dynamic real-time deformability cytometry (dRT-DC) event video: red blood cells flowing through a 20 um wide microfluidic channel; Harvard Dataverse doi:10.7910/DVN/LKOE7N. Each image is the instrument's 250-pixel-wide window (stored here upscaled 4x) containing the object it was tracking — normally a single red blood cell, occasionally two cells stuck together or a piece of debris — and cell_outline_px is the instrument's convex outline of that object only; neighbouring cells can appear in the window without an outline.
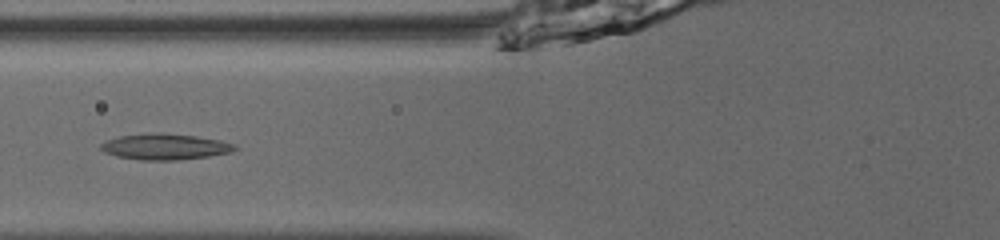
{"species": "common noctule bat (a hibernating species)", "species_latin": "Nyctalus noctula", "temperature_condition": "room temperature", "stored_images_in_passage": 35, "camera_frame_rate_fps": 3000, "um_per_image_px": 0.085, "animal": {"sex": "male", "body_mass_g": 13.0, "forearm_length_mm": 53.1}, "frame": {"image": 1, "passage_image": 5, "time_ms": 1.333, "image_size_px": [1000, 240], "cell_outline_px": [[240, 148], [232, 152], [208, 156], [176, 160], [140, 160], [116, 156], [104, 152], [100, 148], [100, 144], [108, 140], [120, 136], [160, 132], [164, 132], [196, 136], [220, 140], [236, 144]], "centroid_in_image_um": [14.07, 12.47], "position_along_channel_um": 111.7, "area_um2": 20.35}}
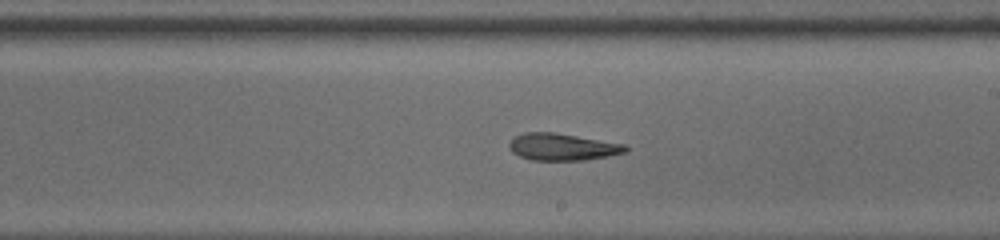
{"frame": {"image": 2, "passage_image": 15, "time_ms": 4.667, "image_size_px": [1000, 240], "cell_outline_px": [[628, 148], [624, 152], [608, 156], [584, 160], [532, 160], [520, 156], [512, 152], [508, 148], [508, 144], [516, 136], [524, 132], [556, 132], [624, 144]], "centroid_in_image_um": [47.77, 12.48], "position_along_channel_um": 241.2, "area_um2": 18.21}}
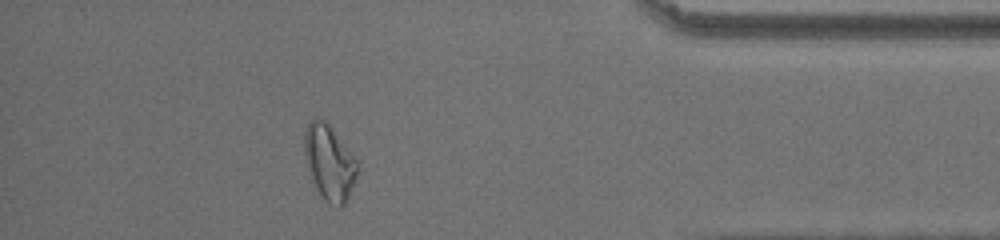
{"frame": {"image": 3, "passage_image": 30, "time_ms": 9.667, "image_size_px": [1000, 240], "cell_outline_px": [[360, 168], [348, 196], [344, 204], [340, 208], [328, 204], [320, 196], [316, 188], [308, 168], [304, 152], [304, 132], [308, 124], [312, 120], [328, 120], [360, 160]], "centroid_in_image_um": [28.05, 13.78], "position_along_channel_um": 407.1, "area_um2": 23.93}, "authors_computed_cell_mechanics": {"area_um2": 19.363, "velocity_mm_per_s": 3.875, "shape_relaxation_time_tau1_ms": 8.8425, "shape_relaxation_time_tau2_ms": 3.7984, "deformation_change_tau1": 0.1824, "deformation_change_tau2": 0.1312}}